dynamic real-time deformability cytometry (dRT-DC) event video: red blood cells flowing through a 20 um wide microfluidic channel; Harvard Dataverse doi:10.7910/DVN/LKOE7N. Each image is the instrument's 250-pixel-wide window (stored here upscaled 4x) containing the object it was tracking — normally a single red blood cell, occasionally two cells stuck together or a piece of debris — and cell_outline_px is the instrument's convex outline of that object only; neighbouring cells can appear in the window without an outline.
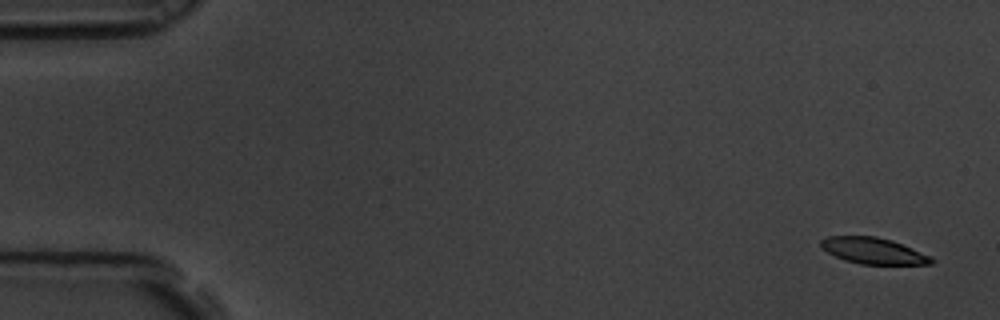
{"species": "common noctule bat (a hibernating species)", "species_latin": "Nyctalus noctula", "temperature_condition": "room temperature", "stored_images_in_passage": 58, "camera_frame_rate_fps": 3000, "um_per_image_px": 0.085, "animal": {"sex": "male", "body_mass_g": 19.5, "forearm_length_mm": 54.6}, "frame": {"image": 1, "passage_image": 1, "time_ms": 0.0, "image_size_px": [1000, 320], "cell_outline_px": [[936, 260], [932, 264], [860, 264], [844, 260], [820, 248], [820, 240], [828, 236], [876, 236], [892, 240], [932, 256]], "centroid_in_image_um": [74.24, 21.31], "position_along_channel_um": 10.8, "area_um2": 16.99}}
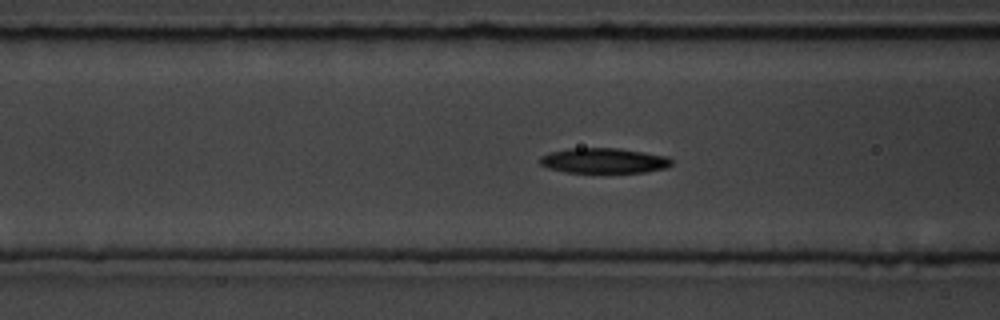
{"frame": {"image": 2, "passage_image": 22, "time_ms": 7.0, "image_size_px": [1000, 320], "cell_outline_px": [[672, 164], [668, 168], [644, 172], [564, 172], [548, 168], [540, 164], [540, 156], [552, 152], [568, 148], [616, 148], [644, 152], [668, 156], [672, 160]], "centroid_in_image_um": [51.35, 13.65], "position_along_channel_um": 115.3, "area_um2": 19.31}}
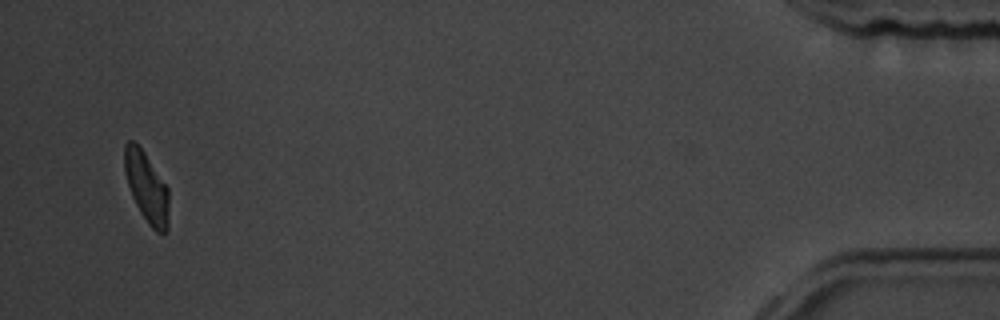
{"frame": {"image": 3, "passage_image": 56, "time_ms": 18.333, "image_size_px": [1000, 320], "cell_outline_px": [[168, 228], [164, 232], [156, 232], [148, 224], [140, 212], [132, 196], [124, 172], [124, 144], [128, 140], [132, 140], [144, 152], [168, 188]], "centroid_in_image_um": [12.44, 15.91], "position_along_channel_um": 422.8, "area_um2": 17.98}, "authors_computed_cell_mechanics": {"area_um2": 19.1607, "velocity_mm_per_s": 3.4394, "shape_relaxation_time_tau1_ms": 3.5897, "shape_relaxation_time_tau2_ms": 7.1286, "deformation_change_tau1": 0.1671, "deformation_change_tau2": 0.1077}}